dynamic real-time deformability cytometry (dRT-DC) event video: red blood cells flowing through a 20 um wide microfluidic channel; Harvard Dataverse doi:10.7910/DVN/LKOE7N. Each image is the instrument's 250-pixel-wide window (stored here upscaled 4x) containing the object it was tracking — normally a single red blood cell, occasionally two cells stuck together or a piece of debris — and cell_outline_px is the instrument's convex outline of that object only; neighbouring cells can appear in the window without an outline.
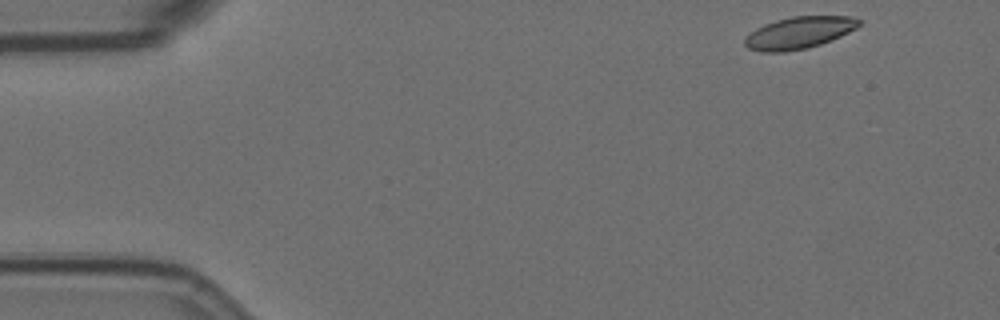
{"species": "Egyptian fruit bat (a non-hibernating species)", "species_latin": "Rousettus aegyptiacus", "temperature_condition": "room temperature", "stored_images_in_passage": 18, "camera_frame_rate_fps": 3000, "um_per_image_px": 0.085, "animal": {"sex": "female"}, "frame": {"image": 1, "passage_image": 1, "time_ms": 0.0, "image_size_px": [1000, 320], "cell_outline_px": [[860, 24], [856, 28], [832, 40], [808, 48], [784, 52], [760, 52], [748, 48], [744, 44], [744, 40], [756, 28], [764, 24], [776, 20], [792, 16], [852, 16], [860, 20]], "centroid_in_image_um": [67.91, 2.78], "position_along_channel_um": 17.1, "area_um2": 21.21}}
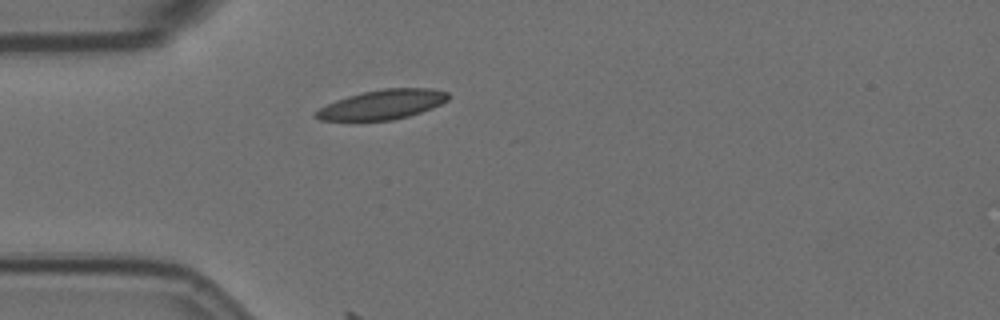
{"frame": {"image": 2, "passage_image": 12, "time_ms": 3.667, "image_size_px": [1000, 320], "cell_outline_px": [[448, 100], [432, 108], [408, 116], [392, 120], [320, 120], [312, 116], [312, 112], [336, 100], [348, 96], [364, 92], [384, 88], [432, 88], [448, 92]], "centroid_in_image_um": [32.49, 8.88], "position_along_channel_um": 52.5, "area_um2": 22.66}}